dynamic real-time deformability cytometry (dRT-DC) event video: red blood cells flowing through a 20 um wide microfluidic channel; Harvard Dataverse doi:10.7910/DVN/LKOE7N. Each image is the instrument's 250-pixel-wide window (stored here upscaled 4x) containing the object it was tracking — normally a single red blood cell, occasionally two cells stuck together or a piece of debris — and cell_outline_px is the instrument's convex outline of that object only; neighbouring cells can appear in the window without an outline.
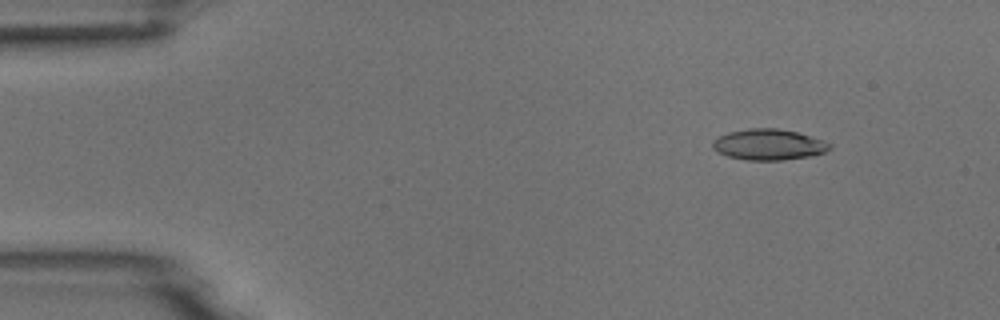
{"species": "common noctule bat (a hibernating species)", "species_latin": "Nyctalus noctula", "temperature_condition": "room temperature", "stored_images_in_passage": 8, "camera_frame_rate_fps": 3000, "um_per_image_px": 0.085, "animal": {"sex": "male", "body_mass_g": 18.8}, "frame": {"image": 1, "passage_image": 2, "time_ms": 1.0, "image_size_px": [1000, 320], "cell_outline_px": [[832, 148], [824, 152], [812, 156], [784, 160], [748, 160], [728, 156], [716, 152], [712, 148], [712, 140], [728, 132], [748, 128], [776, 128], [796, 132], [824, 140], [832, 144]], "centroid_in_image_um": [65.34, 12.29], "position_along_channel_um": 19.7, "area_um2": 21.21}}
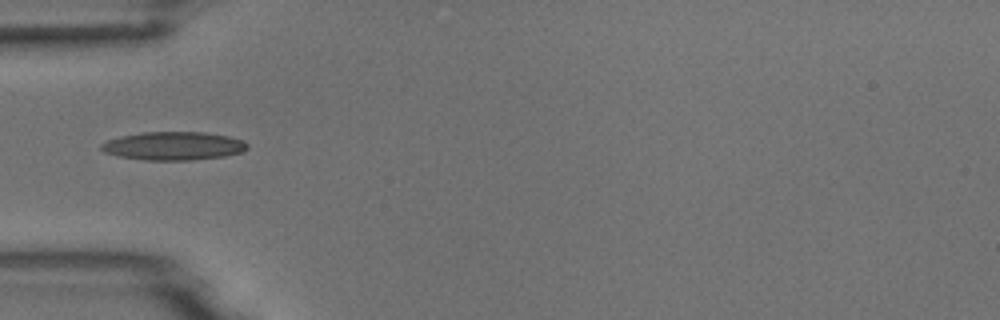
{"frame": {"image": 2, "passage_image": 5, "time_ms": 4.667, "image_size_px": [1000, 320], "cell_outline_px": [[248, 148], [240, 152], [224, 156], [192, 160], [144, 160], [120, 156], [104, 152], [100, 148], [100, 144], [108, 140], [120, 136], [144, 132], [204, 132], [228, 136], [240, 140], [248, 144]], "centroid_in_image_um": [14.72, 12.4], "position_along_channel_um": 70.3, "area_um2": 23.99}}